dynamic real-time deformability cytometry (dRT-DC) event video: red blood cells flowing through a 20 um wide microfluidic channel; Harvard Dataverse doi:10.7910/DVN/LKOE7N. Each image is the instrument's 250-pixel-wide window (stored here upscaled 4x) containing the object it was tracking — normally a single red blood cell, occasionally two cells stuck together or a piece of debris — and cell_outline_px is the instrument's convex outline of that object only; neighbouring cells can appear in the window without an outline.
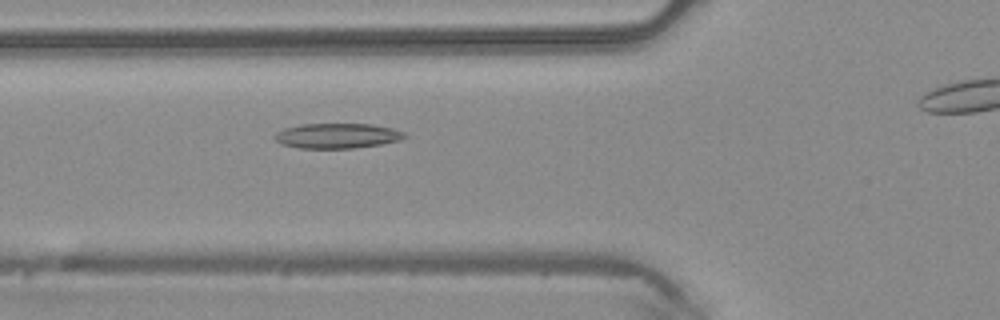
{"species": "common noctule bat (a hibernating species)", "species_latin": "Nyctalus noctula", "temperature_condition": "warm", "stored_images_in_passage": 41, "segment_of_instrument_passage": [1, 2], "camera_frame_rate_fps": 3000, "um_per_image_px": 0.085, "animal": {"sex": "male", "body_mass_g": 20.4}, "frame": {"image": 1, "passage_image": 17, "time_ms": 5.333, "image_size_px": [1000, 320], "cell_outline_px": [[408, 136], [400, 140], [380, 144], [352, 148], [300, 148], [280, 144], [272, 136], [276, 132], [284, 128], [300, 124], [372, 124], [392, 128], [404, 132]], "centroid_in_image_um": [28.63, 11.54], "position_along_channel_um": 97.2, "area_um2": 19.02}}
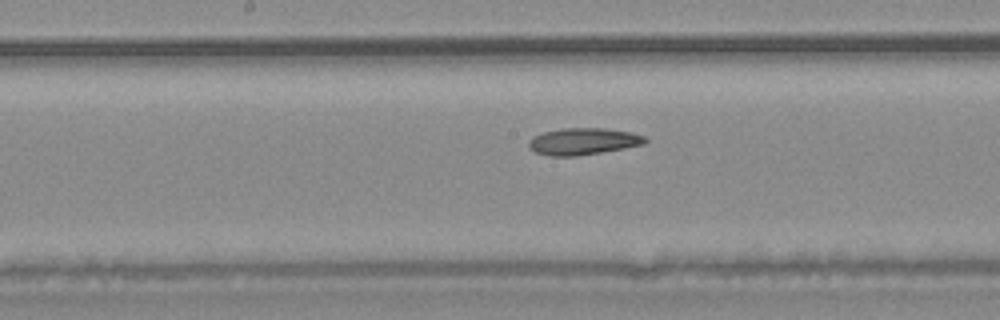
{"frame": {"image": 2, "passage_image": 24, "time_ms": 7.667, "image_size_px": [1000, 320], "cell_outline_px": [[648, 140], [644, 144], [624, 148], [576, 156], [548, 156], [536, 152], [528, 148], [528, 140], [532, 136], [544, 132], [560, 128], [604, 128], [632, 132], [644, 136]], "centroid_in_image_um": [49.53, 12.01], "position_along_channel_um": 198.7, "area_um2": 18.26}}
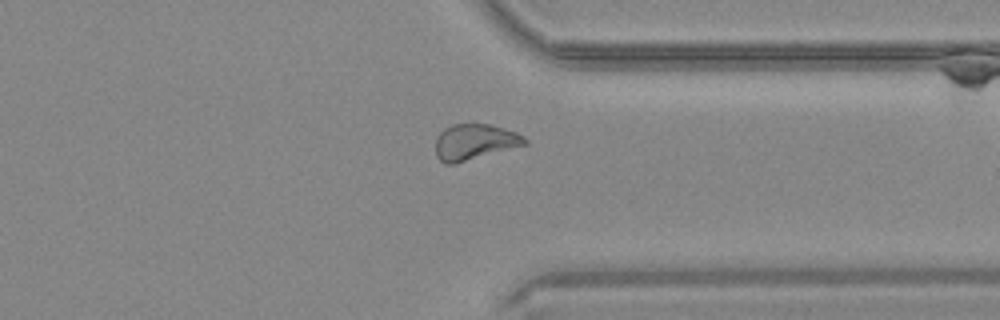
{"frame": {"image": 3, "passage_image": 36, "time_ms": 11.667, "image_size_px": [1000, 320], "cell_outline_px": [[528, 144], [456, 164], [444, 164], [436, 156], [436, 136], [444, 128], [452, 124], [488, 124], [504, 128], [516, 132], [524, 136], [528, 140]], "centroid_in_image_um": [40.34, 12.07], "position_along_channel_um": 371.1, "area_um2": 18.84}}